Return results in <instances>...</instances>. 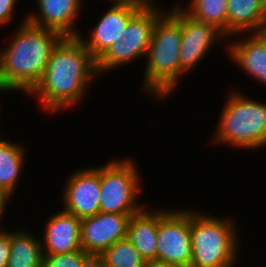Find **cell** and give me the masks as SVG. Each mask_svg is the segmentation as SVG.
Instances as JSON below:
<instances>
[{
	"mask_svg": "<svg viewBox=\"0 0 266 267\" xmlns=\"http://www.w3.org/2000/svg\"><path fill=\"white\" fill-rule=\"evenodd\" d=\"M97 75L96 60L82 40L63 37L52 50L41 79L28 94L38 96L49 112L62 111L81 101Z\"/></svg>",
	"mask_w": 266,
	"mask_h": 267,
	"instance_id": "1",
	"label": "cell"
},
{
	"mask_svg": "<svg viewBox=\"0 0 266 267\" xmlns=\"http://www.w3.org/2000/svg\"><path fill=\"white\" fill-rule=\"evenodd\" d=\"M63 36L25 19L0 53V82L7 89L30 92L41 79L51 52Z\"/></svg>",
	"mask_w": 266,
	"mask_h": 267,
	"instance_id": "2",
	"label": "cell"
},
{
	"mask_svg": "<svg viewBox=\"0 0 266 267\" xmlns=\"http://www.w3.org/2000/svg\"><path fill=\"white\" fill-rule=\"evenodd\" d=\"M181 40V7L176 4L157 20L146 54L143 86L159 100L172 94L179 83Z\"/></svg>",
	"mask_w": 266,
	"mask_h": 267,
	"instance_id": "3",
	"label": "cell"
},
{
	"mask_svg": "<svg viewBox=\"0 0 266 267\" xmlns=\"http://www.w3.org/2000/svg\"><path fill=\"white\" fill-rule=\"evenodd\" d=\"M232 222L230 218L199 215L190 210V267H234L239 241Z\"/></svg>",
	"mask_w": 266,
	"mask_h": 267,
	"instance_id": "4",
	"label": "cell"
},
{
	"mask_svg": "<svg viewBox=\"0 0 266 267\" xmlns=\"http://www.w3.org/2000/svg\"><path fill=\"white\" fill-rule=\"evenodd\" d=\"M214 141L242 149L266 145V103L246 98L235 90L222 109Z\"/></svg>",
	"mask_w": 266,
	"mask_h": 267,
	"instance_id": "5",
	"label": "cell"
},
{
	"mask_svg": "<svg viewBox=\"0 0 266 267\" xmlns=\"http://www.w3.org/2000/svg\"><path fill=\"white\" fill-rule=\"evenodd\" d=\"M133 159L113 160L100 166V212L136 214L143 209L138 202L140 177Z\"/></svg>",
	"mask_w": 266,
	"mask_h": 267,
	"instance_id": "6",
	"label": "cell"
},
{
	"mask_svg": "<svg viewBox=\"0 0 266 267\" xmlns=\"http://www.w3.org/2000/svg\"><path fill=\"white\" fill-rule=\"evenodd\" d=\"M163 14L164 11H160L153 2L141 8L129 20L123 34L124 39L115 41L96 61L98 74L146 56L154 26Z\"/></svg>",
	"mask_w": 266,
	"mask_h": 267,
	"instance_id": "7",
	"label": "cell"
},
{
	"mask_svg": "<svg viewBox=\"0 0 266 267\" xmlns=\"http://www.w3.org/2000/svg\"><path fill=\"white\" fill-rule=\"evenodd\" d=\"M191 259L190 210H160L157 260L180 267H190Z\"/></svg>",
	"mask_w": 266,
	"mask_h": 267,
	"instance_id": "8",
	"label": "cell"
},
{
	"mask_svg": "<svg viewBox=\"0 0 266 267\" xmlns=\"http://www.w3.org/2000/svg\"><path fill=\"white\" fill-rule=\"evenodd\" d=\"M63 193L64 210L82 219L100 212V166L71 174Z\"/></svg>",
	"mask_w": 266,
	"mask_h": 267,
	"instance_id": "9",
	"label": "cell"
},
{
	"mask_svg": "<svg viewBox=\"0 0 266 267\" xmlns=\"http://www.w3.org/2000/svg\"><path fill=\"white\" fill-rule=\"evenodd\" d=\"M133 214L98 212L81 219V248L92 254H101L118 240L127 237V227Z\"/></svg>",
	"mask_w": 266,
	"mask_h": 267,
	"instance_id": "10",
	"label": "cell"
},
{
	"mask_svg": "<svg viewBox=\"0 0 266 267\" xmlns=\"http://www.w3.org/2000/svg\"><path fill=\"white\" fill-rule=\"evenodd\" d=\"M181 30L180 77L205 57L217 39L226 37L215 26L195 19L183 9H181Z\"/></svg>",
	"mask_w": 266,
	"mask_h": 267,
	"instance_id": "11",
	"label": "cell"
},
{
	"mask_svg": "<svg viewBox=\"0 0 266 267\" xmlns=\"http://www.w3.org/2000/svg\"><path fill=\"white\" fill-rule=\"evenodd\" d=\"M140 9L125 4H113L92 29L89 41L83 40L81 34L78 36L96 61L115 41L124 39L123 34L129 20Z\"/></svg>",
	"mask_w": 266,
	"mask_h": 267,
	"instance_id": "12",
	"label": "cell"
},
{
	"mask_svg": "<svg viewBox=\"0 0 266 267\" xmlns=\"http://www.w3.org/2000/svg\"><path fill=\"white\" fill-rule=\"evenodd\" d=\"M38 14H28L26 19L32 25L59 32L63 37L80 35L74 22L77 20L83 0H37Z\"/></svg>",
	"mask_w": 266,
	"mask_h": 267,
	"instance_id": "13",
	"label": "cell"
},
{
	"mask_svg": "<svg viewBox=\"0 0 266 267\" xmlns=\"http://www.w3.org/2000/svg\"><path fill=\"white\" fill-rule=\"evenodd\" d=\"M41 243L43 255L65 254L82 249L81 219L63 209L46 224L44 241Z\"/></svg>",
	"mask_w": 266,
	"mask_h": 267,
	"instance_id": "14",
	"label": "cell"
},
{
	"mask_svg": "<svg viewBox=\"0 0 266 267\" xmlns=\"http://www.w3.org/2000/svg\"><path fill=\"white\" fill-rule=\"evenodd\" d=\"M246 40L228 43L229 57L248 75L266 84V30L251 33Z\"/></svg>",
	"mask_w": 266,
	"mask_h": 267,
	"instance_id": "15",
	"label": "cell"
},
{
	"mask_svg": "<svg viewBox=\"0 0 266 267\" xmlns=\"http://www.w3.org/2000/svg\"><path fill=\"white\" fill-rule=\"evenodd\" d=\"M158 224L159 212L145 209L133 214L128 222L127 238L146 261L157 260Z\"/></svg>",
	"mask_w": 266,
	"mask_h": 267,
	"instance_id": "16",
	"label": "cell"
},
{
	"mask_svg": "<svg viewBox=\"0 0 266 267\" xmlns=\"http://www.w3.org/2000/svg\"><path fill=\"white\" fill-rule=\"evenodd\" d=\"M266 30V14L261 0H228L227 35L261 33ZM250 31V32H249Z\"/></svg>",
	"mask_w": 266,
	"mask_h": 267,
	"instance_id": "17",
	"label": "cell"
},
{
	"mask_svg": "<svg viewBox=\"0 0 266 267\" xmlns=\"http://www.w3.org/2000/svg\"><path fill=\"white\" fill-rule=\"evenodd\" d=\"M10 246L7 267H42V243L30 232H11Z\"/></svg>",
	"mask_w": 266,
	"mask_h": 267,
	"instance_id": "18",
	"label": "cell"
},
{
	"mask_svg": "<svg viewBox=\"0 0 266 267\" xmlns=\"http://www.w3.org/2000/svg\"><path fill=\"white\" fill-rule=\"evenodd\" d=\"M11 141L0 140V188L11 198L25 163L24 149Z\"/></svg>",
	"mask_w": 266,
	"mask_h": 267,
	"instance_id": "19",
	"label": "cell"
},
{
	"mask_svg": "<svg viewBox=\"0 0 266 267\" xmlns=\"http://www.w3.org/2000/svg\"><path fill=\"white\" fill-rule=\"evenodd\" d=\"M228 0H191L184 10L195 19L211 24L227 36Z\"/></svg>",
	"mask_w": 266,
	"mask_h": 267,
	"instance_id": "20",
	"label": "cell"
},
{
	"mask_svg": "<svg viewBox=\"0 0 266 267\" xmlns=\"http://www.w3.org/2000/svg\"><path fill=\"white\" fill-rule=\"evenodd\" d=\"M106 267H144L147 262L126 237L101 253Z\"/></svg>",
	"mask_w": 266,
	"mask_h": 267,
	"instance_id": "21",
	"label": "cell"
},
{
	"mask_svg": "<svg viewBox=\"0 0 266 267\" xmlns=\"http://www.w3.org/2000/svg\"><path fill=\"white\" fill-rule=\"evenodd\" d=\"M89 254L80 249L65 254L43 255L42 267H82L85 258Z\"/></svg>",
	"mask_w": 266,
	"mask_h": 267,
	"instance_id": "22",
	"label": "cell"
},
{
	"mask_svg": "<svg viewBox=\"0 0 266 267\" xmlns=\"http://www.w3.org/2000/svg\"><path fill=\"white\" fill-rule=\"evenodd\" d=\"M18 0H0V27L13 21L15 5Z\"/></svg>",
	"mask_w": 266,
	"mask_h": 267,
	"instance_id": "23",
	"label": "cell"
},
{
	"mask_svg": "<svg viewBox=\"0 0 266 267\" xmlns=\"http://www.w3.org/2000/svg\"><path fill=\"white\" fill-rule=\"evenodd\" d=\"M10 232L0 231V267H7L10 258Z\"/></svg>",
	"mask_w": 266,
	"mask_h": 267,
	"instance_id": "24",
	"label": "cell"
},
{
	"mask_svg": "<svg viewBox=\"0 0 266 267\" xmlns=\"http://www.w3.org/2000/svg\"><path fill=\"white\" fill-rule=\"evenodd\" d=\"M82 267H106L101 254L90 253L84 260Z\"/></svg>",
	"mask_w": 266,
	"mask_h": 267,
	"instance_id": "25",
	"label": "cell"
},
{
	"mask_svg": "<svg viewBox=\"0 0 266 267\" xmlns=\"http://www.w3.org/2000/svg\"><path fill=\"white\" fill-rule=\"evenodd\" d=\"M114 1V4H125L135 7L144 8L150 4V0H110Z\"/></svg>",
	"mask_w": 266,
	"mask_h": 267,
	"instance_id": "26",
	"label": "cell"
},
{
	"mask_svg": "<svg viewBox=\"0 0 266 267\" xmlns=\"http://www.w3.org/2000/svg\"><path fill=\"white\" fill-rule=\"evenodd\" d=\"M144 267H180L176 264L161 262L158 260H149L145 263Z\"/></svg>",
	"mask_w": 266,
	"mask_h": 267,
	"instance_id": "27",
	"label": "cell"
},
{
	"mask_svg": "<svg viewBox=\"0 0 266 267\" xmlns=\"http://www.w3.org/2000/svg\"><path fill=\"white\" fill-rule=\"evenodd\" d=\"M10 200V197L0 188V215H3L5 212V206H7V201Z\"/></svg>",
	"mask_w": 266,
	"mask_h": 267,
	"instance_id": "28",
	"label": "cell"
},
{
	"mask_svg": "<svg viewBox=\"0 0 266 267\" xmlns=\"http://www.w3.org/2000/svg\"><path fill=\"white\" fill-rule=\"evenodd\" d=\"M261 2H262V8L266 14V0H261Z\"/></svg>",
	"mask_w": 266,
	"mask_h": 267,
	"instance_id": "29",
	"label": "cell"
},
{
	"mask_svg": "<svg viewBox=\"0 0 266 267\" xmlns=\"http://www.w3.org/2000/svg\"><path fill=\"white\" fill-rule=\"evenodd\" d=\"M0 91H10L9 89H7L4 85L1 84L0 82Z\"/></svg>",
	"mask_w": 266,
	"mask_h": 267,
	"instance_id": "30",
	"label": "cell"
},
{
	"mask_svg": "<svg viewBox=\"0 0 266 267\" xmlns=\"http://www.w3.org/2000/svg\"><path fill=\"white\" fill-rule=\"evenodd\" d=\"M1 218H3V216H2V215H0V221H1ZM0 224H1V222H0ZM0 231H2V228L0 229Z\"/></svg>",
	"mask_w": 266,
	"mask_h": 267,
	"instance_id": "31",
	"label": "cell"
}]
</instances>
